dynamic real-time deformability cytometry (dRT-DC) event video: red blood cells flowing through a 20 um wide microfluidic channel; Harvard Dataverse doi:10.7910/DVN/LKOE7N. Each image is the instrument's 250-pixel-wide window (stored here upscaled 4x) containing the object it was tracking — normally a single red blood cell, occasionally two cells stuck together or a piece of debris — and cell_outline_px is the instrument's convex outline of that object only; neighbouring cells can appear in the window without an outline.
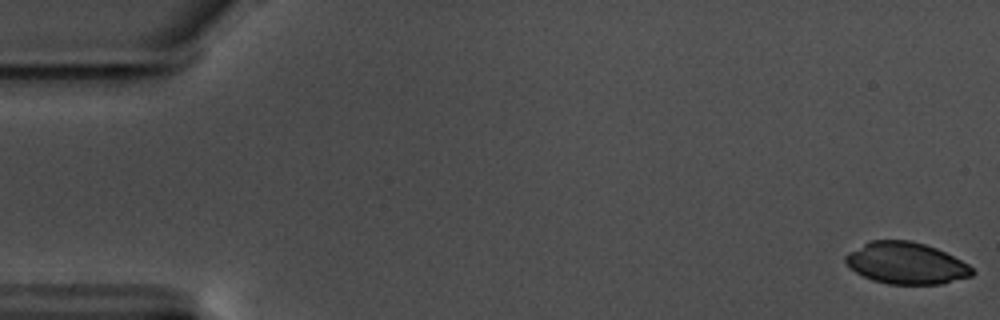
{"species": "common noctule bat (a hibernating species)", "species_latin": "Nyctalus noctula", "temperature_condition": "warm", "stored_images_in_passage": 58, "camera_frame_rate_fps": 3000, "um_per_image_px": 0.085, "animal": {"sex": "male", "body_mass_g": 17.5, "forearm_length_mm": 52.3}, "frame": {"image": 1, "passage_image": 1, "time_ms": 0.0, "image_size_px": [1000, 320], "cell_outline_px": [[976, 272], [972, 276], [940, 284], [888, 284], [872, 280], [856, 272], [844, 260], [844, 256], [848, 252], [868, 240], [908, 240], [924, 244], [936, 248], [968, 264]], "centroid_in_image_um": [77.0, 22.37], "position_along_channel_um": 8.0, "area_um2": 30.69}}
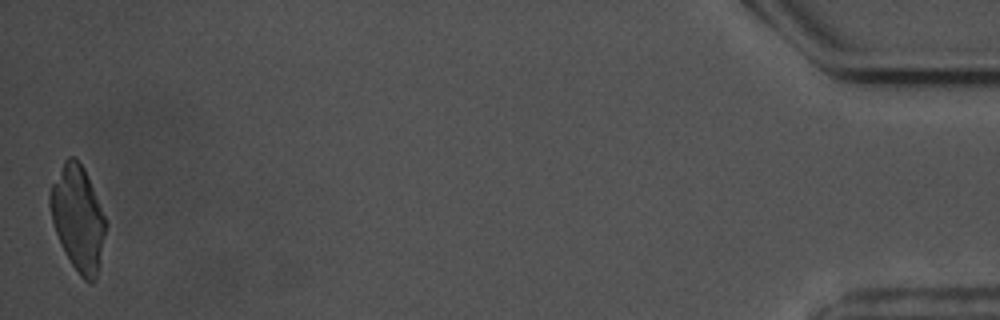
{"frame": {"image": 2, "passage_image": 58, "time_ms": 19.0, "image_size_px": [1000, 320], "cell_outline_px": [[108, 224], [100, 264], [96, 280], [92, 284], [84, 280], [80, 276], [64, 252], [60, 244], [52, 220], [48, 204], [48, 192], [64, 160], [68, 156], [72, 156], [84, 168]], "centroid_in_image_um": [6.63, 18.59], "position_along_channel_um": 428.6, "area_um2": 34.22}}